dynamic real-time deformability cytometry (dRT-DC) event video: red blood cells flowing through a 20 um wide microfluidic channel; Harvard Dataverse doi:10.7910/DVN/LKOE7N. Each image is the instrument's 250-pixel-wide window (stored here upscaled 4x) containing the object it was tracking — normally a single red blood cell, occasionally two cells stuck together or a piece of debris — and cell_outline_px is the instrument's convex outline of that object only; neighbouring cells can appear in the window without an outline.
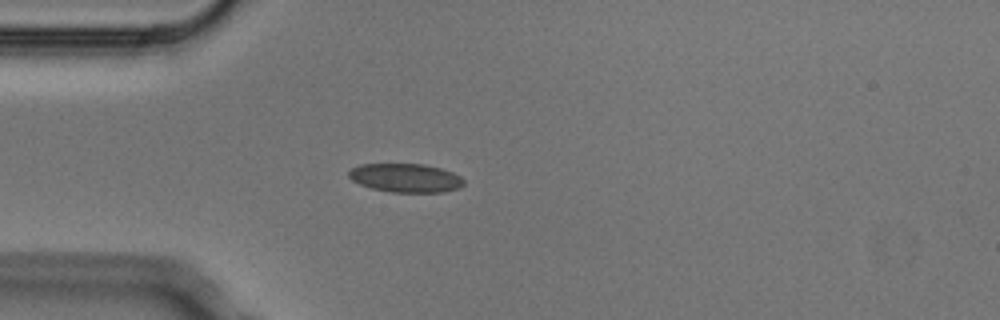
{"species": "Egyptian fruit bat (a non-hibernating species)", "species_latin": "Rousettus aegyptiacus", "temperature_condition": "cold", "stored_images_in_passage": 4, "camera_frame_rate_fps": 3000, "um_per_image_px": 0.085, "animal": {"sex": "male"}, "frame": {"image": 1, "passage_image": 4, "time_ms": 1.0, "image_size_px": [1000, 320], "cell_outline_px": [[464, 184], [460, 188], [444, 192], [392, 192], [372, 188], [360, 184], [352, 180], [348, 176], [348, 172], [352, 168], [360, 164], [424, 164], [440, 168], [452, 172], [460, 176], [464, 180]], "centroid_in_image_um": [34.49, 15.12], "position_along_channel_um": 50.5, "area_um2": 19.25}}